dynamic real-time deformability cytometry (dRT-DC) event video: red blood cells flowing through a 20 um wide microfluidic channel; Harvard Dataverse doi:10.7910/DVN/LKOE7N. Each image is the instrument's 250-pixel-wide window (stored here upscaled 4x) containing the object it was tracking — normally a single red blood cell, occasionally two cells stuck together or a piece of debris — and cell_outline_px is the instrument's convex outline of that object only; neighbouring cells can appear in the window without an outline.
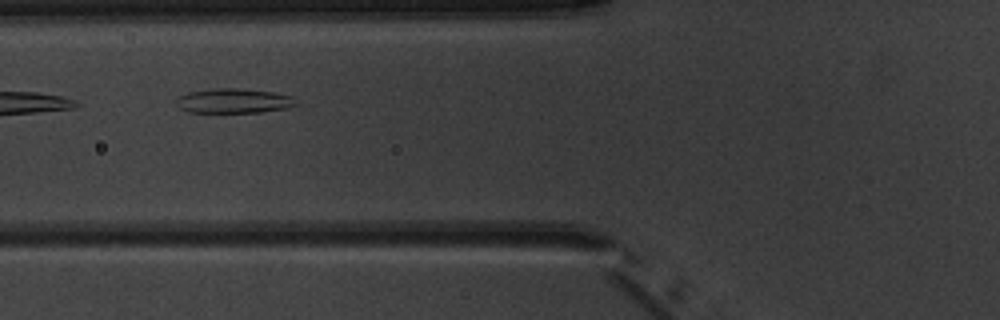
{"species": "common noctule bat (a hibernating species)", "species_latin": "Nyctalus noctula", "temperature_condition": "warm", "stored_images_in_passage": 6, "camera_frame_rate_fps": 3000, "um_per_image_px": 0.085, "animal": {"sex": "male", "body_mass_g": 20.1, "forearm_length_mm": 53.5}, "frame": {"image": 1, "passage_image": 3, "time_ms": 2.333, "image_size_px": [1000, 320], "cell_outline_px": [[300, 104], [288, 108], [260, 112], [188, 112], [180, 108], [176, 104], [176, 100], [180, 96], [188, 92], [212, 88], [240, 88], [272, 92], [292, 96], [300, 100]], "centroid_in_image_um": [19.93, 8.57], "position_along_channel_um": 105.9, "area_um2": 17.4}}
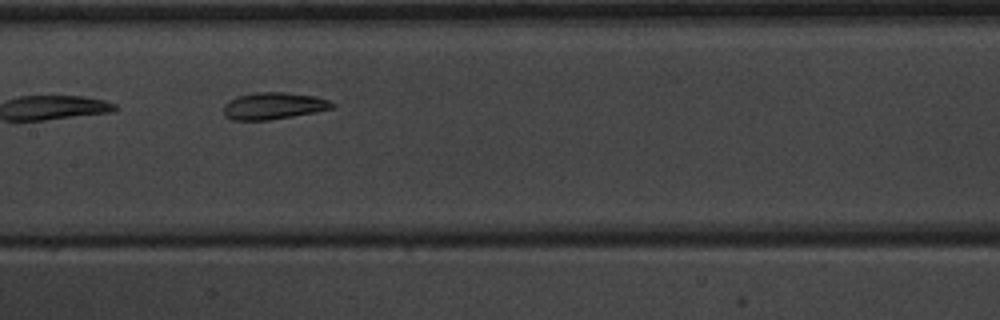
{"frame": {"image": 2, "passage_image": 5, "time_ms": 4.333, "image_size_px": [1000, 320], "cell_outline_px": [[336, 108], [292, 116], [268, 120], [232, 120], [224, 116], [224, 104], [228, 100], [236, 96], [256, 92], [284, 92], [316, 96], [328, 100], [336, 104]], "centroid_in_image_um": [23.25, 8.99], "position_along_channel_um": 184.2, "area_um2": 17.17}}
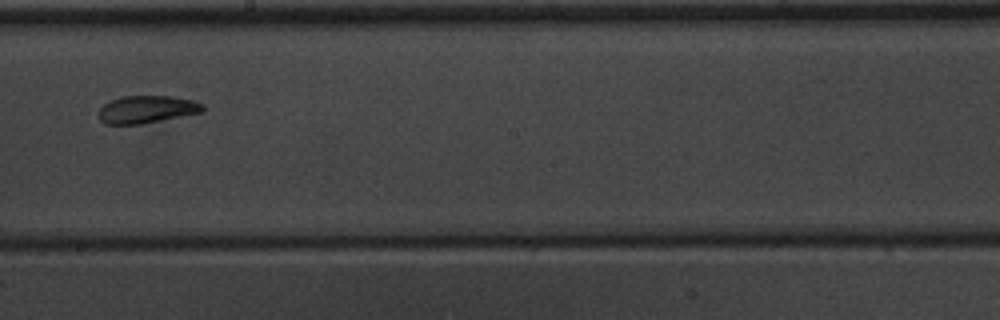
{"frame": {"image": 3, "passage_image": 6, "time_ms": 5.667, "image_size_px": [1000, 320], "cell_outline_px": [[204, 112], [140, 124], [104, 124], [100, 120], [100, 108], [104, 104], [112, 100], [124, 96], [172, 96], [192, 100], [204, 104]], "centroid_in_image_um": [12.51, 9.3], "position_along_channel_um": 235.7, "area_um2": 16.59}}